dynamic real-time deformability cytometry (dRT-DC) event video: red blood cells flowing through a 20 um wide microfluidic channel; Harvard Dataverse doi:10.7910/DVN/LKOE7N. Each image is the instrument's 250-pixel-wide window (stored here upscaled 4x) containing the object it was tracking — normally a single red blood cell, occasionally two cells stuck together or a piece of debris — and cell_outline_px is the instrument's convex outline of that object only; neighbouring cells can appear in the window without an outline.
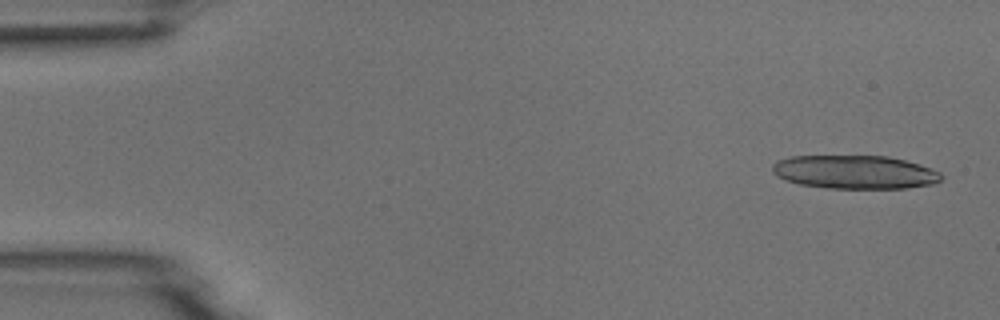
{"species": "common noctule bat (a hibernating species)", "species_latin": "Nyctalus noctula", "temperature_condition": "room temperature", "stored_images_in_passage": 5, "camera_frame_rate_fps": 3000, "um_per_image_px": 0.085, "animal": {"sex": "male", "body_mass_g": 18.8}, "frame": {"image": 1, "passage_image": 1, "time_ms": 0.0, "image_size_px": [1000, 320], "cell_outline_px": [[944, 176], [936, 184], [908, 188], [828, 188], [800, 184], [776, 176], [772, 172], [772, 164], [776, 160], [792, 156], [888, 156], [920, 164], [932, 168], [940, 172]], "centroid_in_image_um": [72.69, 14.62], "position_along_channel_um": 12.3, "area_um2": 33.18}}